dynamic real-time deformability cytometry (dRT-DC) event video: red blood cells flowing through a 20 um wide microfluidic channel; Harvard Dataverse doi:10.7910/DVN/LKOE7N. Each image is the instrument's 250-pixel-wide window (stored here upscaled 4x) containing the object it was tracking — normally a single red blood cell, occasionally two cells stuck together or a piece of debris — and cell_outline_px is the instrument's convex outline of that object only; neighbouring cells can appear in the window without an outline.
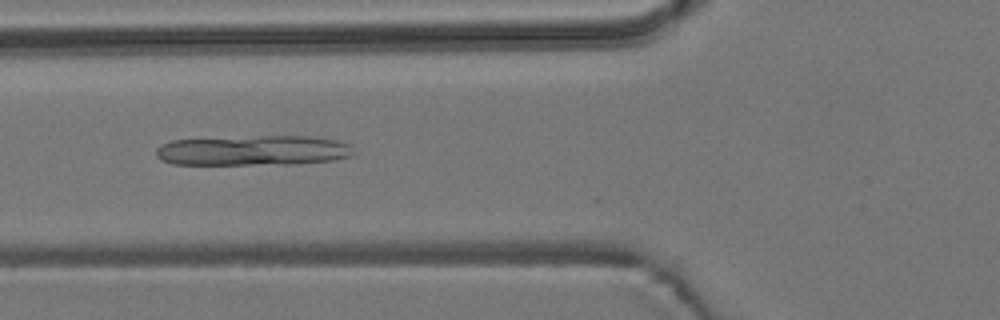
{"species": "common noctule bat (a hibernating species)", "species_latin": "Nyctalus noctula", "temperature_condition": "room temperature", "stored_images_in_passage": 7, "camera_frame_rate_fps": 3000, "um_per_image_px": 0.085, "animal": {"sex": "male", "body_mass_g": 19.2, "forearm_length_mm": 51.8}, "frame": {"image": 1, "passage_image": 4, "time_ms": 1.0, "image_size_px": [1000, 320], "cell_outline_px": [[352, 156], [336, 160], [288, 164], [172, 164], [160, 160], [156, 156], [156, 148], [160, 144], [172, 140], [260, 136], [308, 136], [340, 140], [352, 144]], "centroid_in_image_um": [21.54, 12.79], "position_along_channel_um": 104.3, "area_um2": 34.85}}